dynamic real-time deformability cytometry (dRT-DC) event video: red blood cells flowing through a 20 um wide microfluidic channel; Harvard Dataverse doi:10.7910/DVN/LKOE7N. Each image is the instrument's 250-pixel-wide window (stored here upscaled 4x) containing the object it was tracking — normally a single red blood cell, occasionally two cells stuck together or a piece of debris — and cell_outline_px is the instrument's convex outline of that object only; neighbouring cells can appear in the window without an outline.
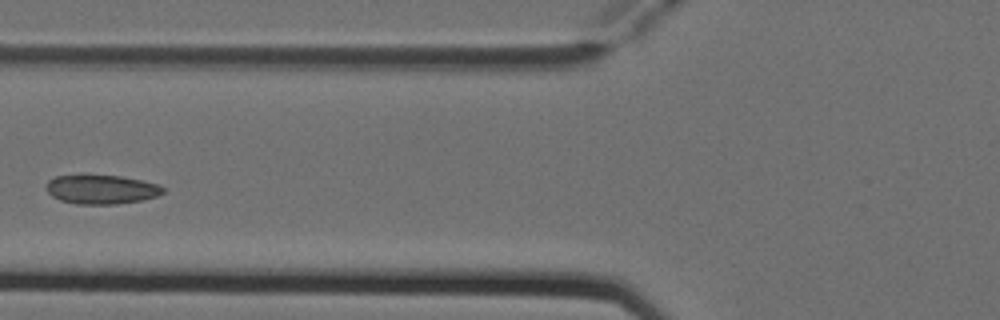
{"species": "Egyptian fruit bat (a non-hibernating species)", "species_latin": "Rousettus aegyptiacus", "temperature_condition": "cold", "stored_images_in_passage": 6, "camera_frame_rate_fps": 3000, "um_per_image_px": 0.085, "animal": {"sex": "female"}, "frame": {"image": 1, "passage_image": 5, "time_ms": 1.333, "image_size_px": [1000, 320], "cell_outline_px": [[164, 192], [156, 196], [140, 200], [116, 204], [76, 204], [60, 200], [52, 196], [44, 188], [44, 184], [48, 180], [56, 176], [80, 172], [84, 172], [120, 176], [140, 180], [156, 184], [164, 188]], "centroid_in_image_um": [8.5, 16.05], "position_along_channel_um": 117.3, "area_um2": 20.52}}
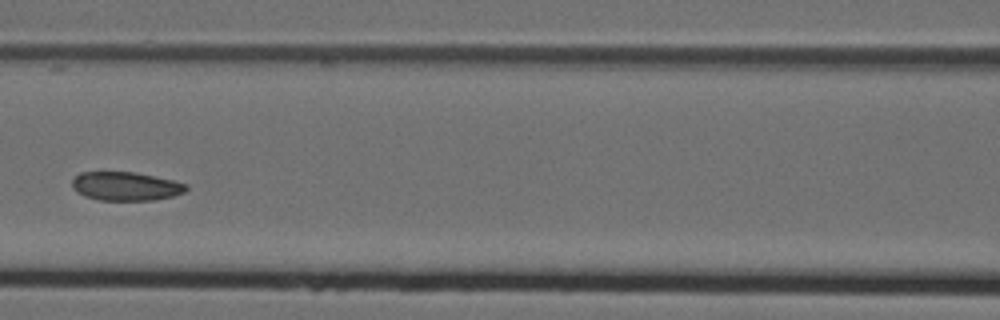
{"frame": {"image": 2, "passage_image": 6, "time_ms": 1.667, "image_size_px": [1000, 320], "cell_outline_px": [[188, 188], [184, 192], [172, 196], [152, 200], [96, 200], [84, 196], [76, 192], [72, 188], [72, 180], [80, 172], [132, 172], [172, 180], [188, 184]], "centroid_in_image_um": [10.65, 15.83], "position_along_channel_um": 156.0, "area_um2": 19.02}}